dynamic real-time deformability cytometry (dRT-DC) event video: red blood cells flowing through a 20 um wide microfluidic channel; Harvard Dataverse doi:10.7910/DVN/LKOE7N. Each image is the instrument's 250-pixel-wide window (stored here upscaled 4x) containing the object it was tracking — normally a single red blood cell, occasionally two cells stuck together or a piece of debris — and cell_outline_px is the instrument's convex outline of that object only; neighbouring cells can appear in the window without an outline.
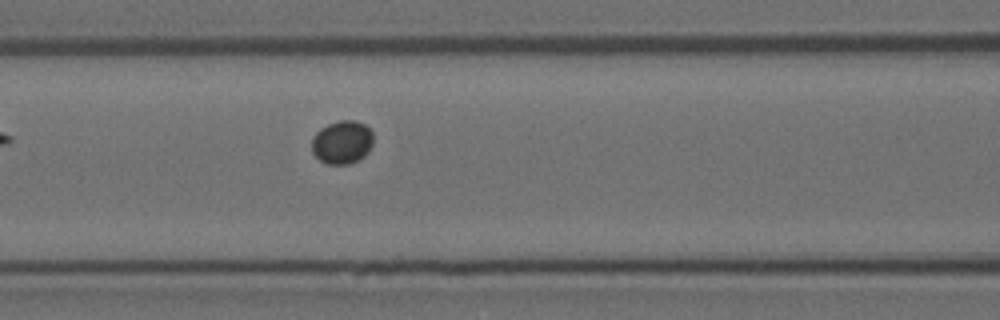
{"species": "Egyptian fruit bat (a non-hibernating species)", "species_latin": "Rousettus aegyptiacus", "temperature_condition": "room temperature", "stored_images_in_passage": 7, "camera_frame_rate_fps": 3000, "um_per_image_px": 0.085, "animal": {"sex": "female"}, "frame": {"image": 1, "passage_image": 7, "time_ms": 2.0, "image_size_px": [1000, 320], "cell_outline_px": [[372, 144], [368, 152], [360, 160], [348, 164], [328, 164], [320, 160], [312, 152], [312, 136], [320, 128], [328, 124], [340, 120], [356, 120], [364, 124], [372, 132]], "centroid_in_image_um": [29.07, 12.09], "position_along_channel_um": 137.5, "area_um2": 15.61}}